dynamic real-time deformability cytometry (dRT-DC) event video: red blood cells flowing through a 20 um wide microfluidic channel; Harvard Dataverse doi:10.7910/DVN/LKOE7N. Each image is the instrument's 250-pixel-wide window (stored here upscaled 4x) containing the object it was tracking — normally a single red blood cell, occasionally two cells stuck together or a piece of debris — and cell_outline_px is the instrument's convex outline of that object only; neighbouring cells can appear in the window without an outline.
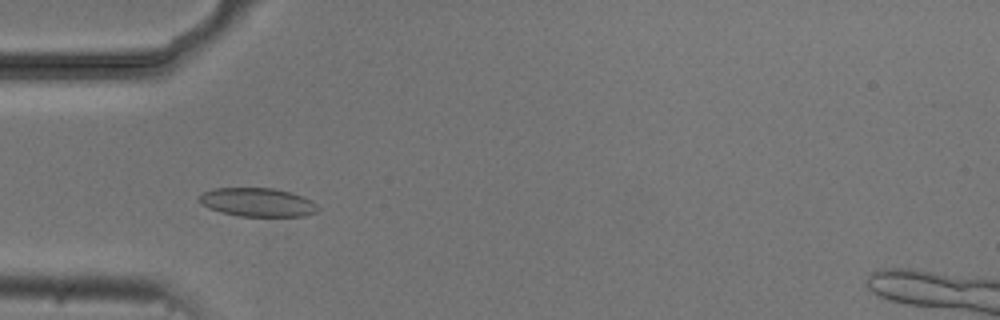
{"species": "common noctule bat (a hibernating species)", "species_latin": "Nyctalus noctula", "temperature_condition": "cold", "stored_images_in_passage": 5, "camera_frame_rate_fps": 3000, "um_per_image_px": 0.085, "animal": {"sex": "male", "body_mass_g": 20.5, "forearm_length_mm": 52.5}, "frame": {"image": 1, "passage_image": 4, "time_ms": 4.333, "image_size_px": [1000, 320], "cell_outline_px": [[320, 208], [316, 212], [304, 216], [240, 216], [220, 212], [208, 208], [196, 196], [204, 192], [216, 188], [272, 188], [292, 192], [312, 200]], "centroid_in_image_um": [21.91, 17.19], "position_along_channel_um": 63.1, "area_um2": 19.83}}
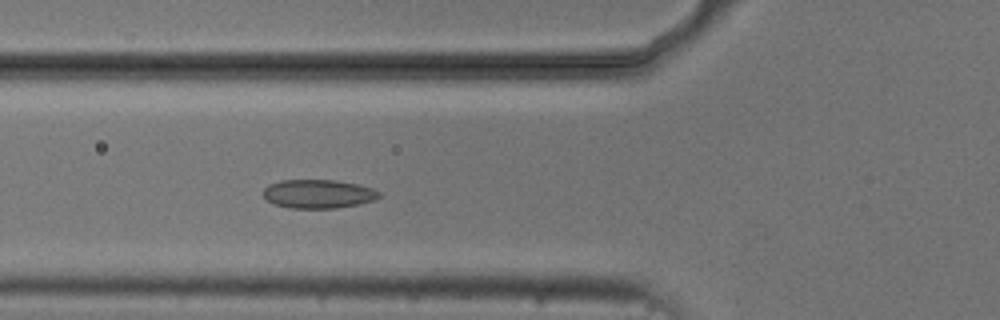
{"frame": {"image": 2, "passage_image": 5, "time_ms": 5.333, "image_size_px": [1000, 320], "cell_outline_px": [[380, 196], [376, 200], [360, 204], [336, 208], [288, 208], [272, 204], [264, 196], [264, 188], [268, 184], [280, 180], [336, 180], [356, 184], [372, 188], [380, 192]], "centroid_in_image_um": [27.05, 16.48], "position_along_channel_um": 98.8, "area_um2": 19.54}}